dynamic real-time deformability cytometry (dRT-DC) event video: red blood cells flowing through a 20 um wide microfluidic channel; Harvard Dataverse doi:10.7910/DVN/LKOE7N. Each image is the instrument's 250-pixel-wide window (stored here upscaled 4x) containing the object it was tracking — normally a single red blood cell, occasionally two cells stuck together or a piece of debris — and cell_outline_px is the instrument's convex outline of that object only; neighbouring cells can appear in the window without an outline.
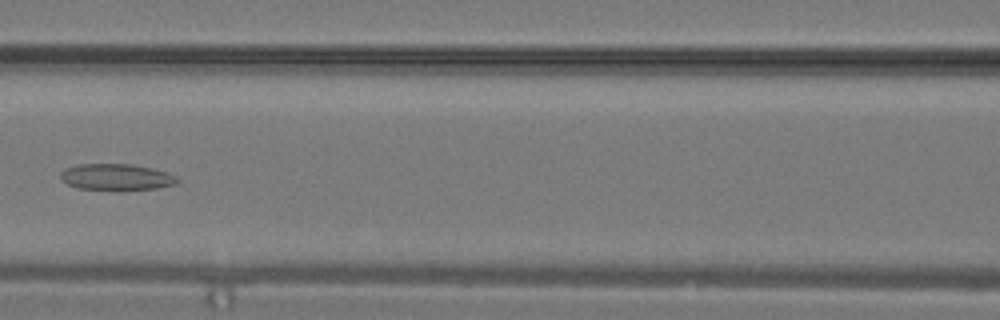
{"species": "common noctule bat (a hibernating species)", "species_latin": "Nyctalus noctula", "temperature_condition": "warm", "stored_images_in_passage": 24, "camera_frame_rate_fps": 3000, "um_per_image_px": 0.085, "animal": {"sex": "male", "body_mass_g": 19.2, "forearm_length_mm": 51.8}, "frame": {"image": 1, "passage_image": 8, "time_ms": 2.333, "image_size_px": [1000, 320], "cell_outline_px": [[180, 180], [176, 184], [156, 188], [80, 188], [68, 184], [60, 176], [60, 172], [76, 164], [132, 164], [152, 168], [176, 176]], "centroid_in_image_um": [9.91, 15.01], "position_along_channel_um": 156.7, "area_um2": 17.17}}
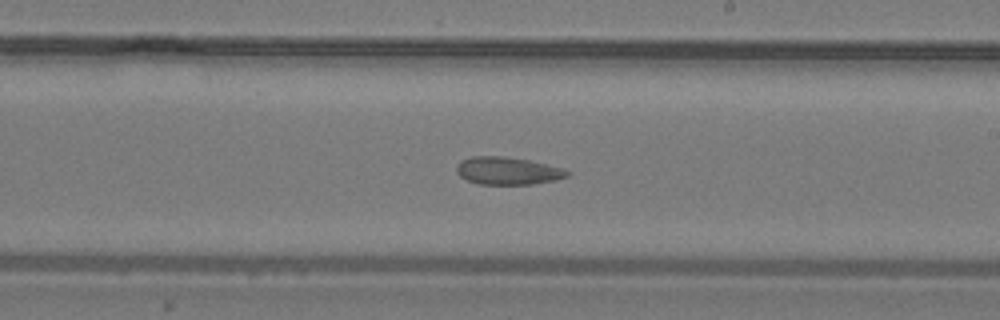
{"frame": {"image": 2, "passage_image": 12, "time_ms": 3.667, "image_size_px": [1000, 320], "cell_outline_px": [[568, 176], [556, 180], [532, 184], [476, 184], [460, 176], [456, 172], [456, 164], [460, 160], [472, 156], [500, 156], [528, 160], [560, 168], [568, 172]], "centroid_in_image_um": [43.07, 14.52], "position_along_channel_um": 245.9, "area_um2": 17.63}}
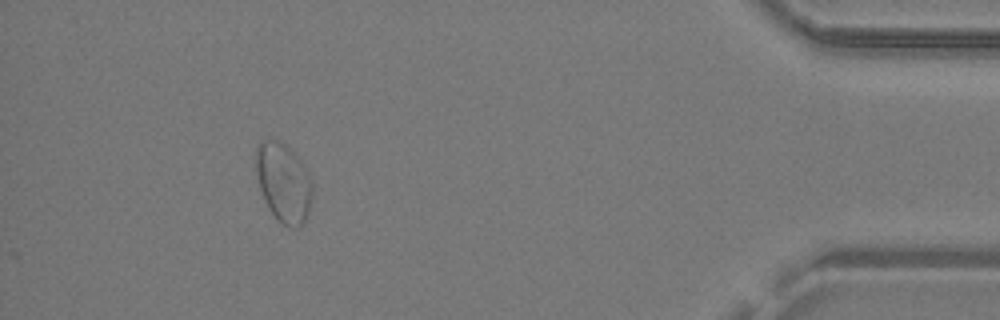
{"frame": {"image": 3, "passage_image": 22, "time_ms": 7.0, "image_size_px": [1000, 320], "cell_outline_px": [[312, 196], [308, 212], [304, 224], [296, 228], [292, 228], [276, 220], [268, 208], [264, 200], [260, 188], [256, 172], [256, 144], [260, 140], [276, 140], [288, 144], [300, 160], [308, 172], [312, 180]], "centroid_in_image_um": [24.1, 15.51], "position_along_channel_um": 411.1, "area_um2": 26.36}}